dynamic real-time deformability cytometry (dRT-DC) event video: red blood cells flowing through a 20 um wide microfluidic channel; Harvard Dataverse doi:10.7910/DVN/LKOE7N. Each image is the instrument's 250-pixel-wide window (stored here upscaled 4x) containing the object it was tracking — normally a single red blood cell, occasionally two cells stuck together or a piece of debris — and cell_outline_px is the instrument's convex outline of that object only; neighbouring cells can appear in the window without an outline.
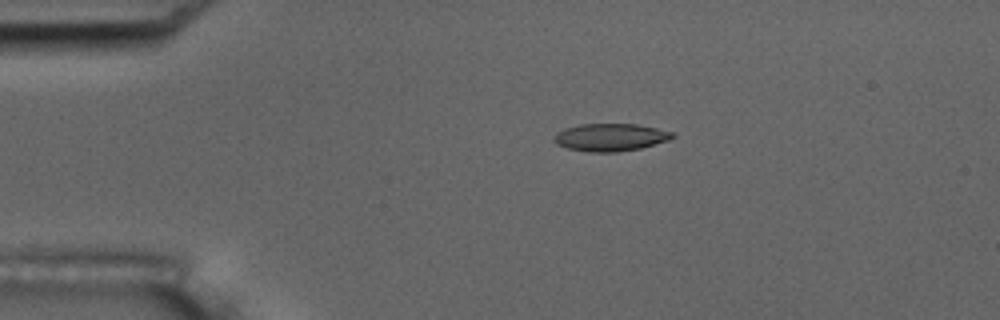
{"species": "common noctule bat (a hibernating species)", "species_latin": "Nyctalus noctula", "temperature_condition": "room temperature", "stored_images_in_passage": 4, "camera_frame_rate_fps": 3000, "um_per_image_px": 0.085, "animal": {"sex": "male", "body_mass_g": 17.5, "forearm_length_mm": 52.3}, "frame": {"image": 1, "passage_image": 2, "time_ms": 1.0, "image_size_px": [1000, 320], "cell_outline_px": [[676, 136], [668, 140], [640, 148], [616, 152], [588, 152], [568, 148], [556, 144], [552, 140], [556, 132], [564, 128], [580, 124], [636, 124], [656, 128], [672, 132]], "centroid_in_image_um": [51.84, 11.67], "position_along_channel_um": 33.2, "area_um2": 19.02}}